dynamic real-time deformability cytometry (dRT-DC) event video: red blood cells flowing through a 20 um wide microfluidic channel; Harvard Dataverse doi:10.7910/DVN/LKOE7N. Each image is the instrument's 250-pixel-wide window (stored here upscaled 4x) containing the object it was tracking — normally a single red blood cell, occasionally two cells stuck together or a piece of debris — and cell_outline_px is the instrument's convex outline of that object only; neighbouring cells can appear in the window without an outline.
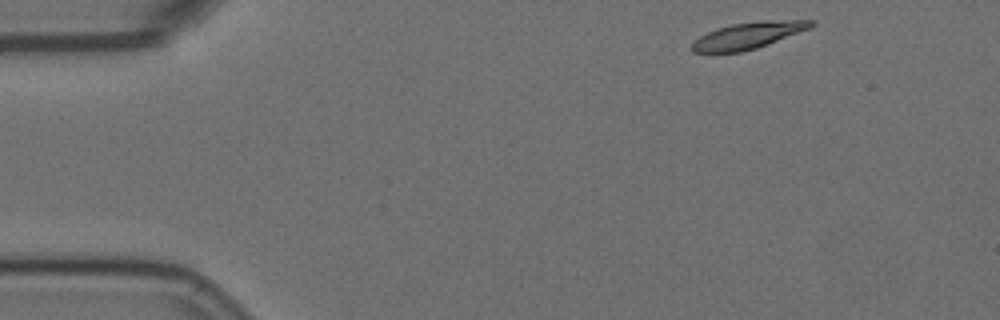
{"species": "Egyptian fruit bat (a non-hibernating species)", "species_latin": "Rousettus aegyptiacus", "temperature_condition": "room temperature", "stored_images_in_passage": 51, "camera_frame_rate_fps": 3000, "um_per_image_px": 0.085, "animal": {"sex": "female"}, "frame": {"image": 1, "passage_image": 1, "time_ms": 0.0, "image_size_px": [1000, 320], "cell_outline_px": [[816, 24], [808, 28], [756, 48], [740, 52], [692, 52], [692, 44], [700, 36], [716, 28], [732, 24], [760, 20], [816, 20]], "centroid_in_image_um": [63.58, 3.0], "position_along_channel_um": 21.4, "area_um2": 18.03}}
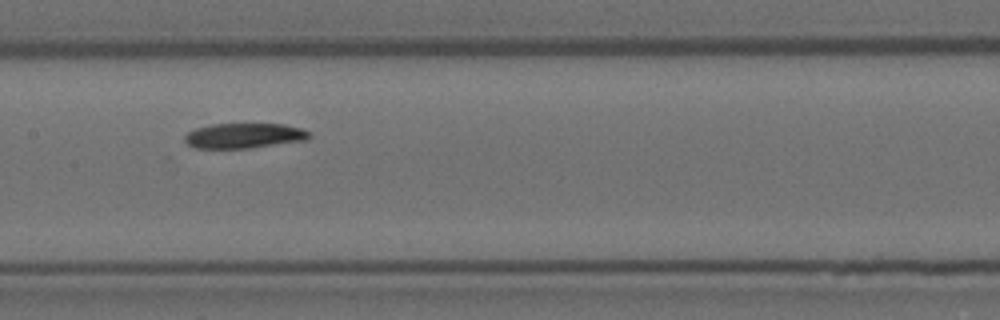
{"frame": {"image": 2, "passage_image": 22, "time_ms": 7.0, "image_size_px": [1000, 320], "cell_outline_px": [[312, 136], [308, 140], [248, 148], [196, 148], [188, 144], [184, 140], [184, 136], [188, 132], [196, 128], [212, 124], [284, 124], [300, 128], [312, 132]], "centroid_in_image_um": [20.79, 11.53], "position_along_channel_um": 186.6, "area_um2": 18.26}}
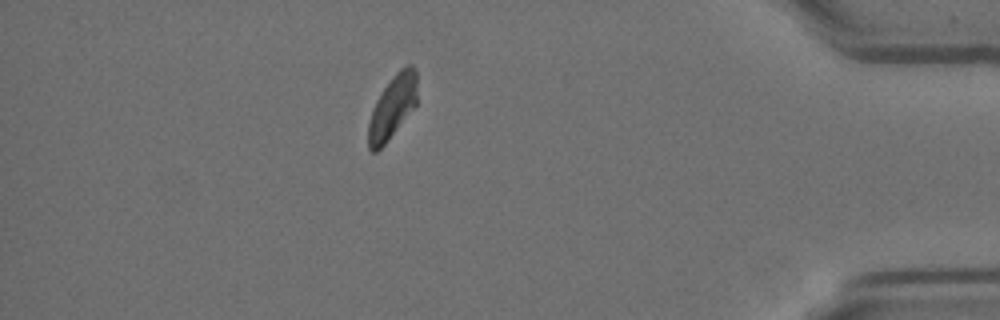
{"frame": {"image": 3, "passage_image": 44, "time_ms": 14.333, "image_size_px": [1000, 320], "cell_outline_px": [[416, 104], [384, 144], [376, 152], [372, 152], [368, 148], [368, 124], [372, 108], [376, 100], [392, 76], [404, 64], [412, 64], [416, 72]], "centroid_in_image_um": [33.33, 9.06], "position_along_channel_um": 401.9, "area_um2": 17.69}, "authors_computed_cell_mechanics": {"area_um2": 19.1318, "velocity_mm_per_s": 3.5422, "shape_relaxation_time_tau1_ms": 8.0778, "shape_relaxation_time_tau2_ms": null, "deformation_change_tau1": 0.1731, "deformation_change_tau2": null}}